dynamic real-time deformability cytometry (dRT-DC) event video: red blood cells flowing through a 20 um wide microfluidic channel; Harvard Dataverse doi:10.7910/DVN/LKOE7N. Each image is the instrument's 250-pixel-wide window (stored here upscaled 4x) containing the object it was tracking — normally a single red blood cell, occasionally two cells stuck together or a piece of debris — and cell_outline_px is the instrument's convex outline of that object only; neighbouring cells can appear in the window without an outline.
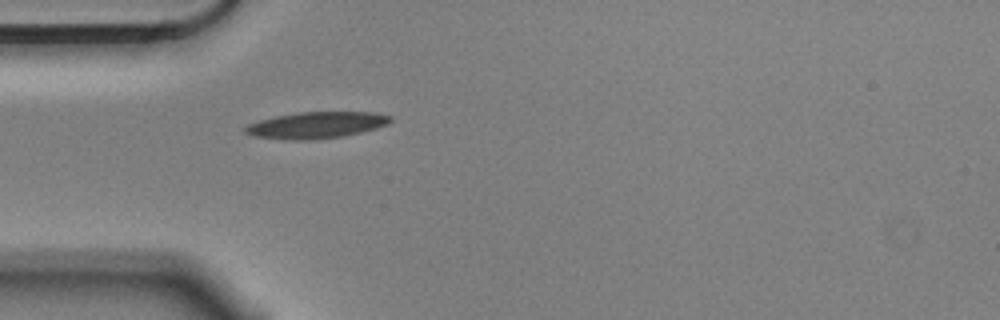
{"species": "Egyptian fruit bat (a non-hibernating species)", "species_latin": "Rousettus aegyptiacus", "temperature_condition": "cold", "stored_images_in_passage": 1, "camera_frame_rate_fps": 3000, "um_per_image_px": 0.085, "animal": {"sex": "male"}, "frame": {"image": 1, "passage_image": 1, "time_ms": 0.0, "image_size_px": [1000, 320], "cell_outline_px": [[392, 120], [388, 124], [376, 128], [344, 136], [316, 140], [288, 140], [252, 136], [244, 132], [244, 128], [248, 124], [260, 120], [276, 116], [300, 112], [376, 112], [392, 116]], "centroid_in_image_um": [26.89, 10.64], "position_along_channel_um": 58.1, "area_um2": 22.54}}